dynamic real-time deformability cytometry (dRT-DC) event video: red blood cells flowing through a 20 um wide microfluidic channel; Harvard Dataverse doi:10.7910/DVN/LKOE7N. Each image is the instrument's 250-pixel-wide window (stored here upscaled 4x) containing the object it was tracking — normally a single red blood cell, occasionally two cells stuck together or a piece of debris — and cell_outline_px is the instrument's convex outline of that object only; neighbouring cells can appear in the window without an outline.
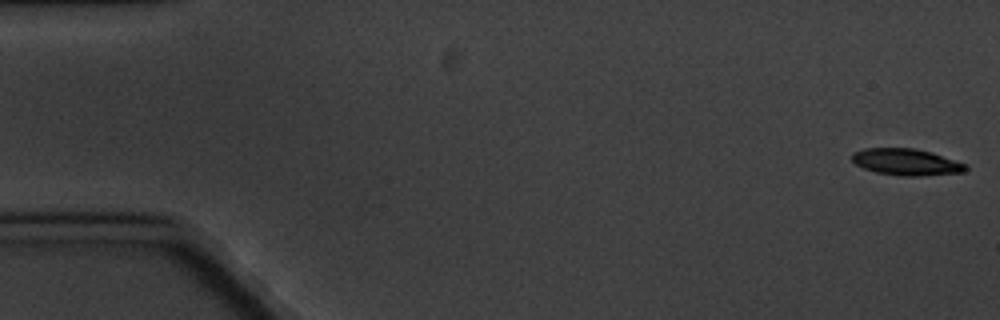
{"species": "common noctule bat (a hibernating species)", "species_latin": "Nyctalus noctula", "temperature_condition": "cold", "stored_images_in_passage": 5, "camera_frame_rate_fps": 3000, "um_per_image_px": 0.085, "animal": {"sex": "male", "body_mass_g": 20.1, "forearm_length_mm": 53.5}, "frame": {"image": 1, "passage_image": 1, "time_ms": 0.0, "image_size_px": [1000, 320], "cell_outline_px": [[968, 168], [964, 172], [916, 176], [904, 176], [876, 172], [864, 168], [856, 164], [852, 160], [852, 152], [864, 148], [916, 148], [932, 152], [968, 164]], "centroid_in_image_um": [77.06, 13.76], "position_along_channel_um": 7.9, "area_um2": 17.69}}